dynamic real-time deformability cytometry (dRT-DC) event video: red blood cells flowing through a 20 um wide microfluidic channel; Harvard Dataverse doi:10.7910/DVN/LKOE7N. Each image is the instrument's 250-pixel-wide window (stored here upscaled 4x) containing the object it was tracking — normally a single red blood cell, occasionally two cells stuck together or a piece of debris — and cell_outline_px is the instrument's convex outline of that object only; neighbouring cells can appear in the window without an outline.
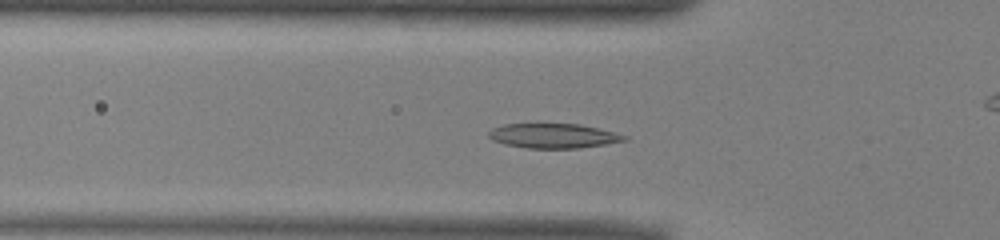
{"species": "common noctule bat (a hibernating species)", "species_latin": "Nyctalus noctula", "temperature_condition": "warm", "stored_images_in_passage": 48, "camera_frame_rate_fps": 3000, "um_per_image_px": 0.085, "animal": {"sex": "male", "body_mass_g": 13.0, "forearm_length_mm": 53.1}, "frame": {"image": 1, "passage_image": 12, "time_ms": 3.667, "image_size_px": [1000, 240], "cell_outline_px": [[628, 140], [580, 148], [528, 148], [504, 144], [492, 140], [488, 136], [488, 132], [492, 128], [504, 124], [536, 120], [580, 124], [628, 136]], "centroid_in_image_um": [46.94, 11.49], "position_along_channel_um": 78.9, "area_um2": 20.4}}
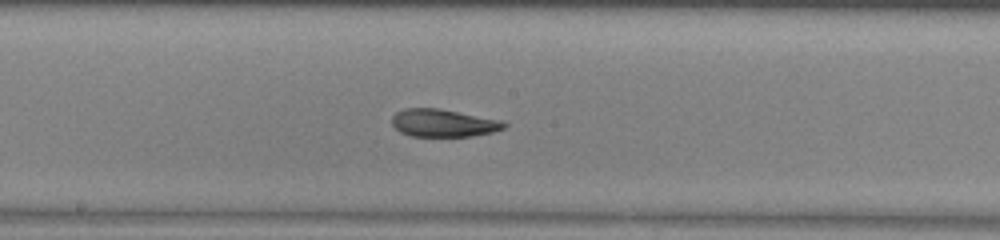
{"frame": {"image": 2, "passage_image": 22, "time_ms": 7.0, "image_size_px": [1000, 240], "cell_outline_px": [[508, 124], [504, 128], [492, 132], [472, 136], [412, 136], [400, 132], [392, 124], [392, 116], [396, 112], [404, 108], [436, 108], [500, 120]], "centroid_in_image_um": [37.65, 10.46], "position_along_channel_um": 210.6, "area_um2": 17.86}}
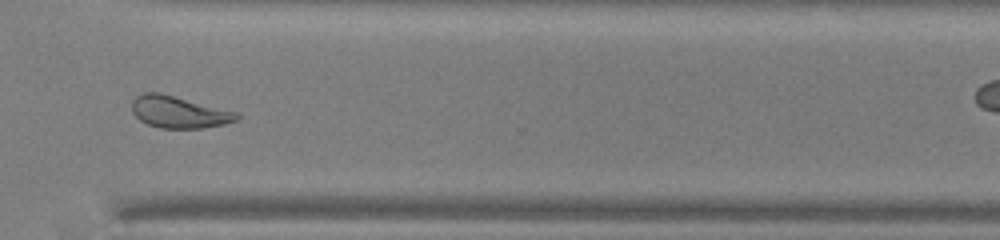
{"frame": {"image": 3, "passage_image": 33, "time_ms": 10.667, "image_size_px": [1000, 240], "cell_outline_px": [[240, 116], [236, 120], [224, 124], [204, 128], [160, 128], [148, 124], [140, 120], [132, 112], [132, 100], [136, 96], [144, 92], [160, 92], [240, 112]], "centroid_in_image_um": [15.23, 9.51], "position_along_channel_um": 355.4, "area_um2": 19.71}, "authors_computed_cell_mechanics": {"area_um2": 19.9699, "velocity_mm_per_s": 3.9451, "shape_relaxation_time_tau1_ms": 8.7932, "shape_relaxation_time_tau2_ms": 2.0559, "deformation_change_tau1": 0.2092, "deformation_change_tau2": 0.0812}}